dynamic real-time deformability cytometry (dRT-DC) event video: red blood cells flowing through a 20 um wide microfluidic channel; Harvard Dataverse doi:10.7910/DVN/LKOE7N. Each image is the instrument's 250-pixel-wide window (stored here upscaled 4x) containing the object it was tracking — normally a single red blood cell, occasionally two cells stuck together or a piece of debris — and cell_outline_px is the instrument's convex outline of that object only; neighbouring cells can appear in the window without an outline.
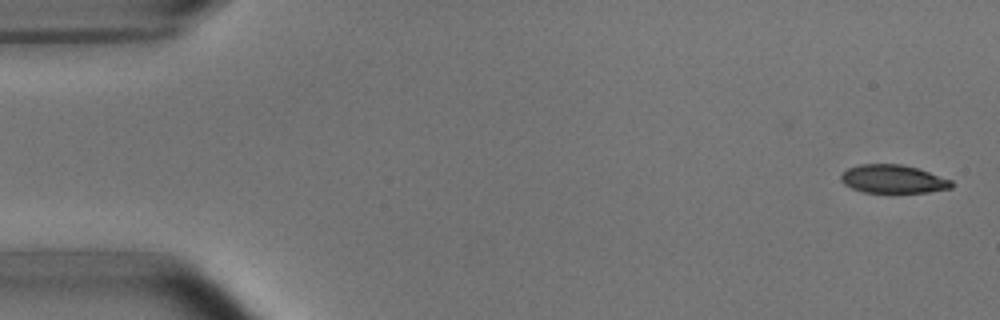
{"species": "common noctule bat (a hibernating species)", "species_latin": "Nyctalus noctula", "temperature_condition": "room temperature", "stored_images_in_passage": 6, "camera_frame_rate_fps": 3000, "um_per_image_px": 0.085, "animal": {"sex": "male", "body_mass_g": 15.6}, "frame": {"image": 1, "passage_image": 1, "time_ms": 0.0, "image_size_px": [1000, 320], "cell_outline_px": [[956, 184], [952, 188], [928, 192], [864, 192], [852, 188], [844, 184], [840, 180], [840, 176], [848, 168], [860, 164], [900, 164], [916, 168], [952, 180]], "centroid_in_image_um": [75.92, 15.22], "position_along_channel_um": 9.1, "area_um2": 18.15}}